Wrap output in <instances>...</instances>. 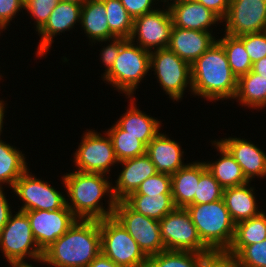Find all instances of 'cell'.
<instances>
[{
    "mask_svg": "<svg viewBox=\"0 0 266 267\" xmlns=\"http://www.w3.org/2000/svg\"><path fill=\"white\" fill-rule=\"evenodd\" d=\"M0 248L9 264L27 262V257L37 263L43 259V252L35 241L28 215L22 211L11 215L1 230Z\"/></svg>",
    "mask_w": 266,
    "mask_h": 267,
    "instance_id": "obj_7",
    "label": "cell"
},
{
    "mask_svg": "<svg viewBox=\"0 0 266 267\" xmlns=\"http://www.w3.org/2000/svg\"><path fill=\"white\" fill-rule=\"evenodd\" d=\"M87 267H122L100 253Z\"/></svg>",
    "mask_w": 266,
    "mask_h": 267,
    "instance_id": "obj_46",
    "label": "cell"
},
{
    "mask_svg": "<svg viewBox=\"0 0 266 267\" xmlns=\"http://www.w3.org/2000/svg\"><path fill=\"white\" fill-rule=\"evenodd\" d=\"M224 188L218 183L213 175L206 169L199 179L194 201L191 204H203L215 202L223 198Z\"/></svg>",
    "mask_w": 266,
    "mask_h": 267,
    "instance_id": "obj_35",
    "label": "cell"
},
{
    "mask_svg": "<svg viewBox=\"0 0 266 267\" xmlns=\"http://www.w3.org/2000/svg\"><path fill=\"white\" fill-rule=\"evenodd\" d=\"M158 2H163V3H166L167 2V6L166 7H169V5L170 4H172V3H175V2H178V1H181V0H157ZM169 1H171L170 3H169ZM173 1V2H172Z\"/></svg>",
    "mask_w": 266,
    "mask_h": 267,
    "instance_id": "obj_51",
    "label": "cell"
},
{
    "mask_svg": "<svg viewBox=\"0 0 266 267\" xmlns=\"http://www.w3.org/2000/svg\"><path fill=\"white\" fill-rule=\"evenodd\" d=\"M150 70L173 101L181 100L187 87L192 89L191 64L168 47L150 52Z\"/></svg>",
    "mask_w": 266,
    "mask_h": 267,
    "instance_id": "obj_8",
    "label": "cell"
},
{
    "mask_svg": "<svg viewBox=\"0 0 266 267\" xmlns=\"http://www.w3.org/2000/svg\"><path fill=\"white\" fill-rule=\"evenodd\" d=\"M251 182L240 186L224 188L223 200L235 224L259 215L254 187ZM260 210V211H259Z\"/></svg>",
    "mask_w": 266,
    "mask_h": 267,
    "instance_id": "obj_24",
    "label": "cell"
},
{
    "mask_svg": "<svg viewBox=\"0 0 266 267\" xmlns=\"http://www.w3.org/2000/svg\"><path fill=\"white\" fill-rule=\"evenodd\" d=\"M22 151L0 139V187L7 183L10 188L28 169Z\"/></svg>",
    "mask_w": 266,
    "mask_h": 267,
    "instance_id": "obj_30",
    "label": "cell"
},
{
    "mask_svg": "<svg viewBox=\"0 0 266 267\" xmlns=\"http://www.w3.org/2000/svg\"><path fill=\"white\" fill-rule=\"evenodd\" d=\"M22 8L24 9V4L21 0H0V24L5 28L9 26Z\"/></svg>",
    "mask_w": 266,
    "mask_h": 267,
    "instance_id": "obj_42",
    "label": "cell"
},
{
    "mask_svg": "<svg viewBox=\"0 0 266 267\" xmlns=\"http://www.w3.org/2000/svg\"><path fill=\"white\" fill-rule=\"evenodd\" d=\"M29 0H21V2L25 5Z\"/></svg>",
    "mask_w": 266,
    "mask_h": 267,
    "instance_id": "obj_52",
    "label": "cell"
},
{
    "mask_svg": "<svg viewBox=\"0 0 266 267\" xmlns=\"http://www.w3.org/2000/svg\"><path fill=\"white\" fill-rule=\"evenodd\" d=\"M239 104L252 109L266 107V78L252 70L238 78L237 92L234 97Z\"/></svg>",
    "mask_w": 266,
    "mask_h": 267,
    "instance_id": "obj_29",
    "label": "cell"
},
{
    "mask_svg": "<svg viewBox=\"0 0 266 267\" xmlns=\"http://www.w3.org/2000/svg\"><path fill=\"white\" fill-rule=\"evenodd\" d=\"M60 2H73L83 4L86 0H58Z\"/></svg>",
    "mask_w": 266,
    "mask_h": 267,
    "instance_id": "obj_50",
    "label": "cell"
},
{
    "mask_svg": "<svg viewBox=\"0 0 266 267\" xmlns=\"http://www.w3.org/2000/svg\"><path fill=\"white\" fill-rule=\"evenodd\" d=\"M6 107V104L4 103L3 100H0V136H1V133H2V128H3V120H4V113H5V108ZM1 139V138H0Z\"/></svg>",
    "mask_w": 266,
    "mask_h": 267,
    "instance_id": "obj_48",
    "label": "cell"
},
{
    "mask_svg": "<svg viewBox=\"0 0 266 267\" xmlns=\"http://www.w3.org/2000/svg\"><path fill=\"white\" fill-rule=\"evenodd\" d=\"M173 27L169 8L146 13L134 19L133 30L130 36L132 42L142 49L152 51L166 48L169 45L170 33Z\"/></svg>",
    "mask_w": 266,
    "mask_h": 267,
    "instance_id": "obj_13",
    "label": "cell"
},
{
    "mask_svg": "<svg viewBox=\"0 0 266 267\" xmlns=\"http://www.w3.org/2000/svg\"><path fill=\"white\" fill-rule=\"evenodd\" d=\"M193 95L208 101L234 99L237 77L232 73L223 46L216 41L192 65Z\"/></svg>",
    "mask_w": 266,
    "mask_h": 267,
    "instance_id": "obj_3",
    "label": "cell"
},
{
    "mask_svg": "<svg viewBox=\"0 0 266 267\" xmlns=\"http://www.w3.org/2000/svg\"><path fill=\"white\" fill-rule=\"evenodd\" d=\"M10 265L11 267H34V265L32 266V264H28V262H22V263H11V264H8Z\"/></svg>",
    "mask_w": 266,
    "mask_h": 267,
    "instance_id": "obj_49",
    "label": "cell"
},
{
    "mask_svg": "<svg viewBox=\"0 0 266 267\" xmlns=\"http://www.w3.org/2000/svg\"><path fill=\"white\" fill-rule=\"evenodd\" d=\"M105 176L106 174L102 173L78 170L62 176L69 197L66 199V205L78 219L100 220L113 216L117 201L113 195L112 182ZM106 195L109 197L108 208L101 202Z\"/></svg>",
    "mask_w": 266,
    "mask_h": 267,
    "instance_id": "obj_1",
    "label": "cell"
},
{
    "mask_svg": "<svg viewBox=\"0 0 266 267\" xmlns=\"http://www.w3.org/2000/svg\"><path fill=\"white\" fill-rule=\"evenodd\" d=\"M207 169L204 162L187 163L171 175V194L176 208H186L194 201L200 175Z\"/></svg>",
    "mask_w": 266,
    "mask_h": 267,
    "instance_id": "obj_22",
    "label": "cell"
},
{
    "mask_svg": "<svg viewBox=\"0 0 266 267\" xmlns=\"http://www.w3.org/2000/svg\"><path fill=\"white\" fill-rule=\"evenodd\" d=\"M225 50L229 66L237 79L252 70L251 59L245 49L244 43L235 36L224 34L223 38L217 39Z\"/></svg>",
    "mask_w": 266,
    "mask_h": 267,
    "instance_id": "obj_32",
    "label": "cell"
},
{
    "mask_svg": "<svg viewBox=\"0 0 266 267\" xmlns=\"http://www.w3.org/2000/svg\"><path fill=\"white\" fill-rule=\"evenodd\" d=\"M236 257L240 267H266V239L245 246Z\"/></svg>",
    "mask_w": 266,
    "mask_h": 267,
    "instance_id": "obj_36",
    "label": "cell"
},
{
    "mask_svg": "<svg viewBox=\"0 0 266 267\" xmlns=\"http://www.w3.org/2000/svg\"><path fill=\"white\" fill-rule=\"evenodd\" d=\"M199 267H240L236 256L227 251H214L205 254Z\"/></svg>",
    "mask_w": 266,
    "mask_h": 267,
    "instance_id": "obj_40",
    "label": "cell"
},
{
    "mask_svg": "<svg viewBox=\"0 0 266 267\" xmlns=\"http://www.w3.org/2000/svg\"><path fill=\"white\" fill-rule=\"evenodd\" d=\"M3 189V186L0 187V232L13 214Z\"/></svg>",
    "mask_w": 266,
    "mask_h": 267,
    "instance_id": "obj_45",
    "label": "cell"
},
{
    "mask_svg": "<svg viewBox=\"0 0 266 267\" xmlns=\"http://www.w3.org/2000/svg\"><path fill=\"white\" fill-rule=\"evenodd\" d=\"M29 170L27 169L12 187L14 194L24 203L19 211H52L63 208L66 205V195L32 175Z\"/></svg>",
    "mask_w": 266,
    "mask_h": 267,
    "instance_id": "obj_12",
    "label": "cell"
},
{
    "mask_svg": "<svg viewBox=\"0 0 266 267\" xmlns=\"http://www.w3.org/2000/svg\"><path fill=\"white\" fill-rule=\"evenodd\" d=\"M146 154L158 173L173 175L186 165L183 161L184 151L179 142L171 140L162 132H159L147 145Z\"/></svg>",
    "mask_w": 266,
    "mask_h": 267,
    "instance_id": "obj_21",
    "label": "cell"
},
{
    "mask_svg": "<svg viewBox=\"0 0 266 267\" xmlns=\"http://www.w3.org/2000/svg\"><path fill=\"white\" fill-rule=\"evenodd\" d=\"M130 104L126 112L117 120L116 124L128 135L137 137L146 146L160 132L161 121L142 112L137 108L133 97H129Z\"/></svg>",
    "mask_w": 266,
    "mask_h": 267,
    "instance_id": "obj_23",
    "label": "cell"
},
{
    "mask_svg": "<svg viewBox=\"0 0 266 267\" xmlns=\"http://www.w3.org/2000/svg\"><path fill=\"white\" fill-rule=\"evenodd\" d=\"M204 255L191 251L164 250L149 256L146 267H199Z\"/></svg>",
    "mask_w": 266,
    "mask_h": 267,
    "instance_id": "obj_33",
    "label": "cell"
},
{
    "mask_svg": "<svg viewBox=\"0 0 266 267\" xmlns=\"http://www.w3.org/2000/svg\"><path fill=\"white\" fill-rule=\"evenodd\" d=\"M101 253L122 267H146L148 257L112 216L99 220Z\"/></svg>",
    "mask_w": 266,
    "mask_h": 267,
    "instance_id": "obj_6",
    "label": "cell"
},
{
    "mask_svg": "<svg viewBox=\"0 0 266 267\" xmlns=\"http://www.w3.org/2000/svg\"><path fill=\"white\" fill-rule=\"evenodd\" d=\"M80 25L94 44L96 41L106 43V41L116 38L109 29L106 8L102 0H86L82 4Z\"/></svg>",
    "mask_w": 266,
    "mask_h": 267,
    "instance_id": "obj_25",
    "label": "cell"
},
{
    "mask_svg": "<svg viewBox=\"0 0 266 267\" xmlns=\"http://www.w3.org/2000/svg\"><path fill=\"white\" fill-rule=\"evenodd\" d=\"M225 33L239 37L266 31V2L263 0H231L222 23Z\"/></svg>",
    "mask_w": 266,
    "mask_h": 267,
    "instance_id": "obj_15",
    "label": "cell"
},
{
    "mask_svg": "<svg viewBox=\"0 0 266 267\" xmlns=\"http://www.w3.org/2000/svg\"><path fill=\"white\" fill-rule=\"evenodd\" d=\"M123 201L137 213L158 221L176 208L172 194H130Z\"/></svg>",
    "mask_w": 266,
    "mask_h": 267,
    "instance_id": "obj_27",
    "label": "cell"
},
{
    "mask_svg": "<svg viewBox=\"0 0 266 267\" xmlns=\"http://www.w3.org/2000/svg\"><path fill=\"white\" fill-rule=\"evenodd\" d=\"M58 2V0H29L24 5V9L27 10L31 18L33 17L35 20L37 32L45 25Z\"/></svg>",
    "mask_w": 266,
    "mask_h": 267,
    "instance_id": "obj_38",
    "label": "cell"
},
{
    "mask_svg": "<svg viewBox=\"0 0 266 267\" xmlns=\"http://www.w3.org/2000/svg\"><path fill=\"white\" fill-rule=\"evenodd\" d=\"M132 194L158 195L171 194V175L156 173L143 181L138 189Z\"/></svg>",
    "mask_w": 266,
    "mask_h": 267,
    "instance_id": "obj_37",
    "label": "cell"
},
{
    "mask_svg": "<svg viewBox=\"0 0 266 267\" xmlns=\"http://www.w3.org/2000/svg\"><path fill=\"white\" fill-rule=\"evenodd\" d=\"M212 32L172 27L168 48L191 65L215 42Z\"/></svg>",
    "mask_w": 266,
    "mask_h": 267,
    "instance_id": "obj_20",
    "label": "cell"
},
{
    "mask_svg": "<svg viewBox=\"0 0 266 267\" xmlns=\"http://www.w3.org/2000/svg\"><path fill=\"white\" fill-rule=\"evenodd\" d=\"M106 8V17L110 31L116 37L129 39L134 18L127 12L120 0H102Z\"/></svg>",
    "mask_w": 266,
    "mask_h": 267,
    "instance_id": "obj_34",
    "label": "cell"
},
{
    "mask_svg": "<svg viewBox=\"0 0 266 267\" xmlns=\"http://www.w3.org/2000/svg\"><path fill=\"white\" fill-rule=\"evenodd\" d=\"M252 71L261 77L266 78V56L259 61L253 63Z\"/></svg>",
    "mask_w": 266,
    "mask_h": 267,
    "instance_id": "obj_47",
    "label": "cell"
},
{
    "mask_svg": "<svg viewBox=\"0 0 266 267\" xmlns=\"http://www.w3.org/2000/svg\"><path fill=\"white\" fill-rule=\"evenodd\" d=\"M5 30L6 28L5 27H3L1 24H0V31H2V30ZM1 33V32H0Z\"/></svg>",
    "mask_w": 266,
    "mask_h": 267,
    "instance_id": "obj_53",
    "label": "cell"
},
{
    "mask_svg": "<svg viewBox=\"0 0 266 267\" xmlns=\"http://www.w3.org/2000/svg\"><path fill=\"white\" fill-rule=\"evenodd\" d=\"M202 243L211 251H228L232 245L235 226L224 200L190 204L186 207Z\"/></svg>",
    "mask_w": 266,
    "mask_h": 267,
    "instance_id": "obj_4",
    "label": "cell"
},
{
    "mask_svg": "<svg viewBox=\"0 0 266 267\" xmlns=\"http://www.w3.org/2000/svg\"><path fill=\"white\" fill-rule=\"evenodd\" d=\"M241 166L246 179L251 182L255 176L266 178V153L246 139L228 137L217 140Z\"/></svg>",
    "mask_w": 266,
    "mask_h": 267,
    "instance_id": "obj_18",
    "label": "cell"
},
{
    "mask_svg": "<svg viewBox=\"0 0 266 267\" xmlns=\"http://www.w3.org/2000/svg\"><path fill=\"white\" fill-rule=\"evenodd\" d=\"M266 239V213L241 221L235 226V235L228 253L236 256L245 246L262 242Z\"/></svg>",
    "mask_w": 266,
    "mask_h": 267,
    "instance_id": "obj_28",
    "label": "cell"
},
{
    "mask_svg": "<svg viewBox=\"0 0 266 267\" xmlns=\"http://www.w3.org/2000/svg\"><path fill=\"white\" fill-rule=\"evenodd\" d=\"M118 163L123 166V169L115 180L116 185H112L116 201H123L134 193L143 181L157 173L155 165L147 154Z\"/></svg>",
    "mask_w": 266,
    "mask_h": 267,
    "instance_id": "obj_17",
    "label": "cell"
},
{
    "mask_svg": "<svg viewBox=\"0 0 266 267\" xmlns=\"http://www.w3.org/2000/svg\"><path fill=\"white\" fill-rule=\"evenodd\" d=\"M101 253L99 220L77 219L43 252L39 262L51 267H87Z\"/></svg>",
    "mask_w": 266,
    "mask_h": 267,
    "instance_id": "obj_2",
    "label": "cell"
},
{
    "mask_svg": "<svg viewBox=\"0 0 266 267\" xmlns=\"http://www.w3.org/2000/svg\"><path fill=\"white\" fill-rule=\"evenodd\" d=\"M74 155L76 170L81 172L110 174L111 166L118 164L112 140L105 135L87 130Z\"/></svg>",
    "mask_w": 266,
    "mask_h": 267,
    "instance_id": "obj_11",
    "label": "cell"
},
{
    "mask_svg": "<svg viewBox=\"0 0 266 267\" xmlns=\"http://www.w3.org/2000/svg\"><path fill=\"white\" fill-rule=\"evenodd\" d=\"M149 71L150 51L142 49L130 39L121 37L119 55L111 70L102 79L118 92L133 97L139 83Z\"/></svg>",
    "mask_w": 266,
    "mask_h": 267,
    "instance_id": "obj_5",
    "label": "cell"
},
{
    "mask_svg": "<svg viewBox=\"0 0 266 267\" xmlns=\"http://www.w3.org/2000/svg\"><path fill=\"white\" fill-rule=\"evenodd\" d=\"M110 41L111 43L102 48L100 53V60L104 63V67L106 66L103 76L111 70L121 48V37L110 39L109 42Z\"/></svg>",
    "mask_w": 266,
    "mask_h": 267,
    "instance_id": "obj_41",
    "label": "cell"
},
{
    "mask_svg": "<svg viewBox=\"0 0 266 267\" xmlns=\"http://www.w3.org/2000/svg\"><path fill=\"white\" fill-rule=\"evenodd\" d=\"M216 150L221 154L217 161L205 162L207 169L223 187H234L248 183L241 166L230 152L218 141L212 142Z\"/></svg>",
    "mask_w": 266,
    "mask_h": 267,
    "instance_id": "obj_26",
    "label": "cell"
},
{
    "mask_svg": "<svg viewBox=\"0 0 266 267\" xmlns=\"http://www.w3.org/2000/svg\"><path fill=\"white\" fill-rule=\"evenodd\" d=\"M245 46L252 64L266 56V31L238 37Z\"/></svg>",
    "mask_w": 266,
    "mask_h": 267,
    "instance_id": "obj_39",
    "label": "cell"
},
{
    "mask_svg": "<svg viewBox=\"0 0 266 267\" xmlns=\"http://www.w3.org/2000/svg\"><path fill=\"white\" fill-rule=\"evenodd\" d=\"M118 162L146 154L147 146L137 137L126 134L116 123L108 129Z\"/></svg>",
    "mask_w": 266,
    "mask_h": 267,
    "instance_id": "obj_31",
    "label": "cell"
},
{
    "mask_svg": "<svg viewBox=\"0 0 266 267\" xmlns=\"http://www.w3.org/2000/svg\"><path fill=\"white\" fill-rule=\"evenodd\" d=\"M206 8L212 10L222 20L226 17L231 0H196Z\"/></svg>",
    "mask_w": 266,
    "mask_h": 267,
    "instance_id": "obj_44",
    "label": "cell"
},
{
    "mask_svg": "<svg viewBox=\"0 0 266 267\" xmlns=\"http://www.w3.org/2000/svg\"><path fill=\"white\" fill-rule=\"evenodd\" d=\"M174 27L211 31L210 27L222 19L196 0H181L169 5Z\"/></svg>",
    "mask_w": 266,
    "mask_h": 267,
    "instance_id": "obj_19",
    "label": "cell"
},
{
    "mask_svg": "<svg viewBox=\"0 0 266 267\" xmlns=\"http://www.w3.org/2000/svg\"><path fill=\"white\" fill-rule=\"evenodd\" d=\"M120 1L121 4L126 8L127 12L134 19L146 13L156 10L155 7L152 6L155 5L156 0H120Z\"/></svg>",
    "mask_w": 266,
    "mask_h": 267,
    "instance_id": "obj_43",
    "label": "cell"
},
{
    "mask_svg": "<svg viewBox=\"0 0 266 267\" xmlns=\"http://www.w3.org/2000/svg\"><path fill=\"white\" fill-rule=\"evenodd\" d=\"M82 4L73 2H58L51 12L45 25L38 31L41 39L37 47V57L47 54L54 43L53 38L60 32L70 31L74 25L80 23Z\"/></svg>",
    "mask_w": 266,
    "mask_h": 267,
    "instance_id": "obj_16",
    "label": "cell"
},
{
    "mask_svg": "<svg viewBox=\"0 0 266 267\" xmlns=\"http://www.w3.org/2000/svg\"><path fill=\"white\" fill-rule=\"evenodd\" d=\"M113 217L134 238L147 257L166 250L158 220L137 213L124 201L116 202Z\"/></svg>",
    "mask_w": 266,
    "mask_h": 267,
    "instance_id": "obj_10",
    "label": "cell"
},
{
    "mask_svg": "<svg viewBox=\"0 0 266 267\" xmlns=\"http://www.w3.org/2000/svg\"><path fill=\"white\" fill-rule=\"evenodd\" d=\"M160 232L166 250L191 251L208 254L186 208H175L160 221Z\"/></svg>",
    "mask_w": 266,
    "mask_h": 267,
    "instance_id": "obj_9",
    "label": "cell"
},
{
    "mask_svg": "<svg viewBox=\"0 0 266 267\" xmlns=\"http://www.w3.org/2000/svg\"><path fill=\"white\" fill-rule=\"evenodd\" d=\"M39 249L44 252L66 233L78 219L65 205L61 209L24 211Z\"/></svg>",
    "mask_w": 266,
    "mask_h": 267,
    "instance_id": "obj_14",
    "label": "cell"
}]
</instances>
